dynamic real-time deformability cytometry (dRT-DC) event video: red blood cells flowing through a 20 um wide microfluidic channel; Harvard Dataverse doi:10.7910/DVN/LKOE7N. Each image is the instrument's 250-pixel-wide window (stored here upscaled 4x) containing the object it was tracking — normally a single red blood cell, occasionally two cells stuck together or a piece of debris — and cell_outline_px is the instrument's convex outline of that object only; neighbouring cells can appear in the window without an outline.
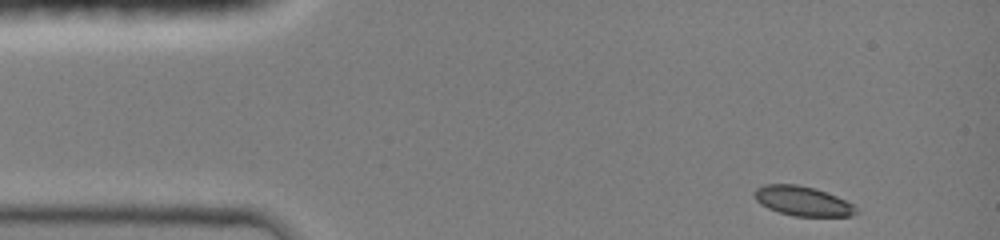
{"species": "common noctule bat (a hibernating species)", "species_latin": "Nyctalus noctula", "temperature_condition": "room temperature", "stored_images_in_passage": 40, "camera_frame_rate_fps": 3000, "um_per_image_px": 0.085, "animal": {"sex": "female", "body_mass_g": 19.0, "forearm_length_mm": 51.5}, "frame": {"image": 1, "passage_image": 1, "time_ms": 0.0, "image_size_px": [1000, 240], "cell_outline_px": [[860, 212], [852, 216], [792, 216], [768, 208], [760, 204], [752, 196], [752, 192], [756, 188], [764, 184], [796, 184], [812, 188], [836, 196], [852, 204]], "centroid_in_image_um": [68.18, 17.09], "position_along_channel_um": 16.8, "area_um2": 17.51}}
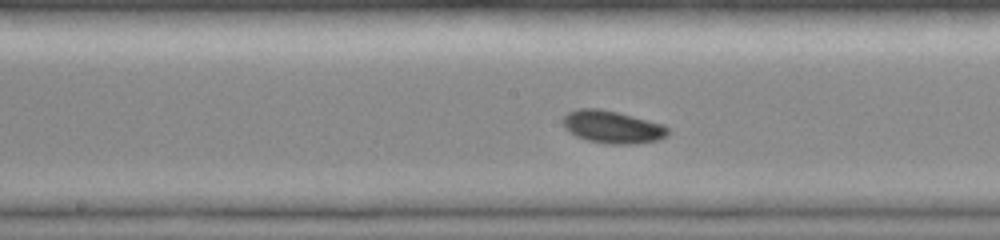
{"frame": {"image": 2, "passage_image": 20, "time_ms": 6.333, "image_size_px": [1000, 240], "cell_outline_px": [[668, 136], [660, 140], [636, 144], [608, 144], [588, 140], [576, 136], [564, 128], [560, 120], [568, 112], [576, 108], [596, 108], [616, 112], [664, 124], [668, 128]], "centroid_in_image_um": [52.04, 10.8], "position_along_channel_um": 196.2, "area_um2": 20.11}}
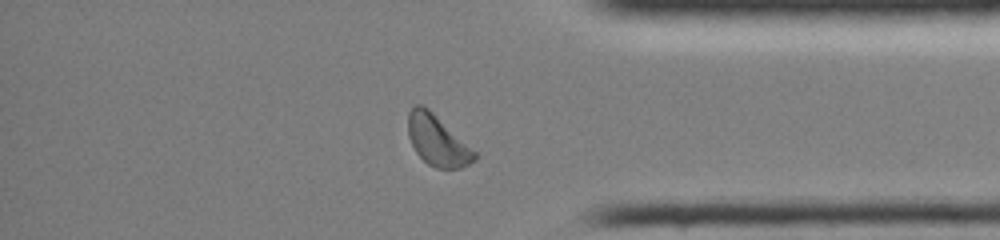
{"frame": {"image": 3, "passage_image": 35, "time_ms": 11.333, "image_size_px": [1000, 240], "cell_outline_px": [[476, 160], [460, 168], [436, 168], [428, 164], [416, 152], [408, 136], [408, 112], [416, 104], [420, 104], [428, 108], [476, 152]], "centroid_in_image_um": [37.16, 11.94], "position_along_channel_um": 398.0, "area_um2": 19.25}, "authors_computed_cell_mechanics": {"area_um2": 18.785, "velocity_mm_per_s": 4.1312, "shape_relaxation_time_tau1_ms": 2.471, "shape_relaxation_time_tau2_ms": null, "deformation_change_tau1": 0.0783, "deformation_change_tau2": null}}